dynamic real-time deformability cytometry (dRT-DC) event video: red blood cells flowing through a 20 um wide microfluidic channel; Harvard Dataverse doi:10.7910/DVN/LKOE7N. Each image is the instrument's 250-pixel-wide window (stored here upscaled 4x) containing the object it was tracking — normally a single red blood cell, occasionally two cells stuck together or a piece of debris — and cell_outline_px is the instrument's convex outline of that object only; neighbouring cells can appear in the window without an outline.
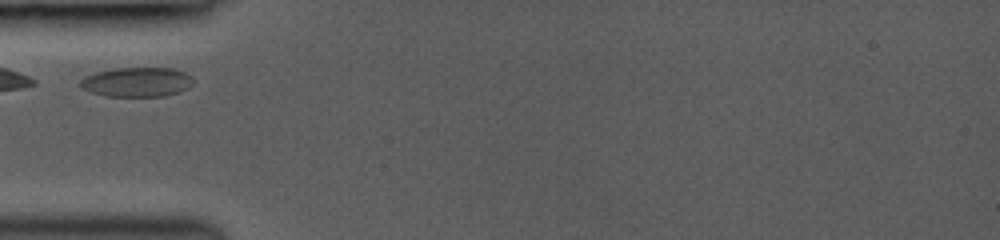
{"species": "common noctule bat (a hibernating species)", "species_latin": "Nyctalus noctula", "temperature_condition": "room temperature", "stored_images_in_passage": 2, "camera_frame_rate_fps": 3000, "um_per_image_px": 0.085, "animal": {"sex": "female", "body_mass_g": 19.0, "forearm_length_mm": 53.3}, "frame": {"image": 1, "passage_image": 1, "time_ms": 0.0, "image_size_px": [1000, 240], "cell_outline_px": [[192, 84], [188, 88], [180, 92], [164, 96], [104, 96], [80, 88], [76, 84], [84, 76], [96, 72], [116, 68], [172, 68], [184, 72], [192, 76]], "centroid_in_image_um": [11.6, 6.97], "position_along_channel_um": 73.4, "area_um2": 19.59}}